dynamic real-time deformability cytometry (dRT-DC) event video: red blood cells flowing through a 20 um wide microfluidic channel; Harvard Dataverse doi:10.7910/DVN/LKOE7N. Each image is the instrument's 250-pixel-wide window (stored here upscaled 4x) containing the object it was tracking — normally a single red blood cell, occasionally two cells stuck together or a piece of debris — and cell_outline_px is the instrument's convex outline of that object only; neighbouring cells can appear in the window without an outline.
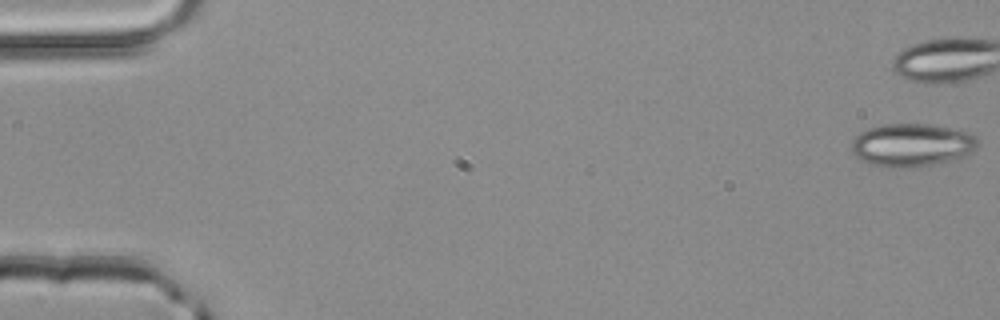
{"species": "common noctule bat (a hibernating species)", "species_latin": "Nyctalus noctula", "temperature_condition": "room temperature", "stored_images_in_passage": 5, "camera_frame_rate_fps": 3000, "um_per_image_px": 0.085, "animal": {"sex": "male", "body_mass_g": 20.4}, "frame": {"image": 1, "passage_image": 1, "time_ms": 0.0, "image_size_px": [1000, 320], "cell_outline_px": [[980, 144], [972, 152], [964, 156], [932, 164], [900, 168], [896, 168], [872, 164], [860, 160], [852, 152], [852, 140], [860, 132], [868, 128], [884, 124], [932, 124], [968, 132], [976, 136]], "centroid_in_image_um": [77.51, 12.31], "position_along_channel_um": 7.5, "area_um2": 31.5}}